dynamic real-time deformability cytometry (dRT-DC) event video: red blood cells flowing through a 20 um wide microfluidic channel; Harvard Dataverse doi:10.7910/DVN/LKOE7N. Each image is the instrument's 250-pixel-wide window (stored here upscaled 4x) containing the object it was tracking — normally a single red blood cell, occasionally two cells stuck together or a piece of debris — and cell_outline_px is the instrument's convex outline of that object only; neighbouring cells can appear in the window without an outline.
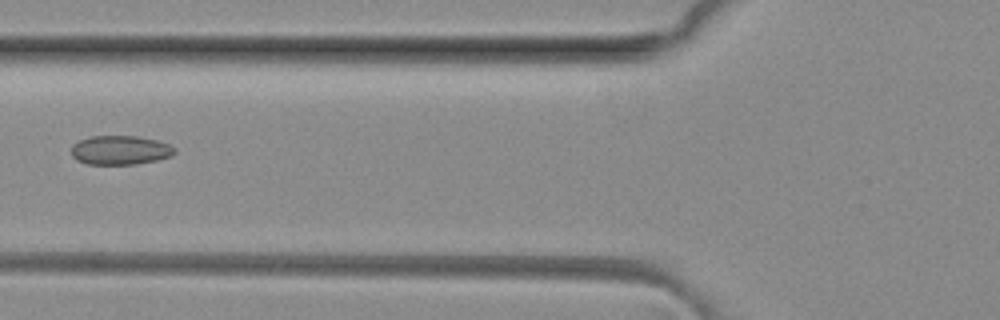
{"species": "common noctule bat (a hibernating species)", "species_latin": "Nyctalus noctula", "temperature_condition": "room temperature", "stored_images_in_passage": 7, "camera_frame_rate_fps": 3000, "um_per_image_px": 0.085, "animal": {"sex": "female", "body_mass_g": 29.2, "forearm_length_mm": 56.3}, "frame": {"image": 1, "passage_image": 6, "time_ms": 1.667, "image_size_px": [1000, 320], "cell_outline_px": [[176, 152], [172, 156], [156, 160], [136, 164], [88, 164], [76, 160], [72, 156], [72, 144], [80, 140], [92, 136], [136, 136], [156, 140], [168, 144], [176, 148]], "centroid_in_image_um": [10.22, 12.76], "position_along_channel_um": 115.6, "area_um2": 17.51}}
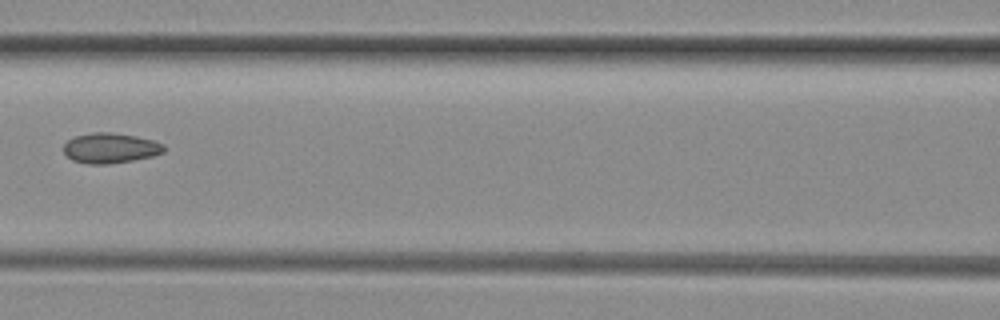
{"frame": {"image": 2, "passage_image": 7, "time_ms": 2.0, "image_size_px": [1000, 320], "cell_outline_px": [[164, 152], [152, 156], [132, 160], [108, 164], [88, 164], [72, 160], [64, 152], [64, 144], [68, 140], [76, 136], [92, 132], [112, 132], [136, 136], [152, 140], [164, 144]], "centroid_in_image_um": [9.37, 12.58], "position_along_channel_um": 157.2, "area_um2": 17.57}}